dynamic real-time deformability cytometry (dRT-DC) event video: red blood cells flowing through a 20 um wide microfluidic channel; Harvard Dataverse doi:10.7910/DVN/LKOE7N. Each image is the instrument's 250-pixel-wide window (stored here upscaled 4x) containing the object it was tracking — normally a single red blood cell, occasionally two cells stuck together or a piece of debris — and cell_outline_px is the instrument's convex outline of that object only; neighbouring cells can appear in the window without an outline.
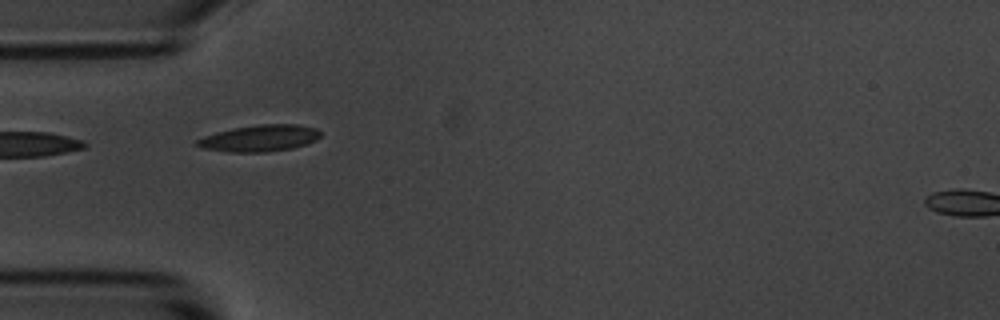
{"species": "common noctule bat (a hibernating species)", "species_latin": "Nyctalus noctula", "temperature_condition": "room temperature", "stored_images_in_passage": 6, "camera_frame_rate_fps": 3000, "um_per_image_px": 0.085, "animal": {"sex": "male", "body_mass_g": 20.1, "forearm_length_mm": 53.5}, "frame": {"image": 1, "passage_image": 4, "time_ms": 3.333, "image_size_px": [1000, 320], "cell_outline_px": [[320, 136], [316, 140], [308, 144], [292, 148], [264, 152], [228, 152], [204, 148], [192, 144], [196, 140], [204, 136], [216, 132], [232, 128], [260, 124], [296, 124], [316, 128], [320, 132]], "centroid_in_image_um": [22.06, 11.75], "position_along_channel_um": 62.9, "area_um2": 19.19}}
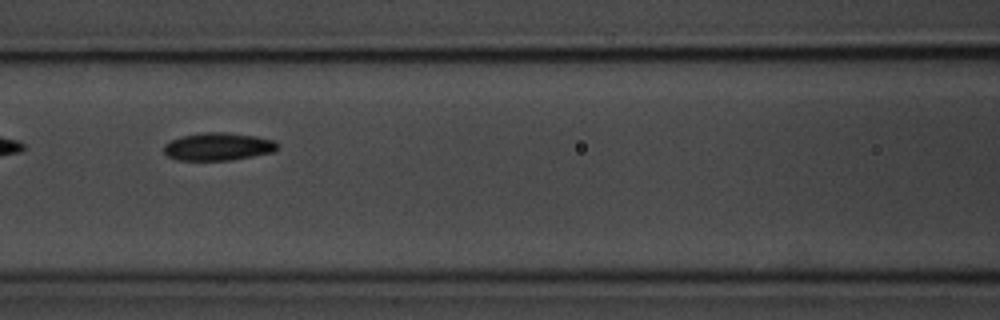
{"frame": {"image": 2, "passage_image": 6, "time_ms": 5.667, "image_size_px": [1000, 320], "cell_outline_px": [[276, 148], [272, 152], [232, 160], [176, 160], [168, 156], [164, 152], [164, 144], [180, 136], [200, 132], [224, 132], [256, 136], [276, 140]], "centroid_in_image_um": [18.5, 12.45], "position_along_channel_um": 148.1, "area_um2": 18.38}}